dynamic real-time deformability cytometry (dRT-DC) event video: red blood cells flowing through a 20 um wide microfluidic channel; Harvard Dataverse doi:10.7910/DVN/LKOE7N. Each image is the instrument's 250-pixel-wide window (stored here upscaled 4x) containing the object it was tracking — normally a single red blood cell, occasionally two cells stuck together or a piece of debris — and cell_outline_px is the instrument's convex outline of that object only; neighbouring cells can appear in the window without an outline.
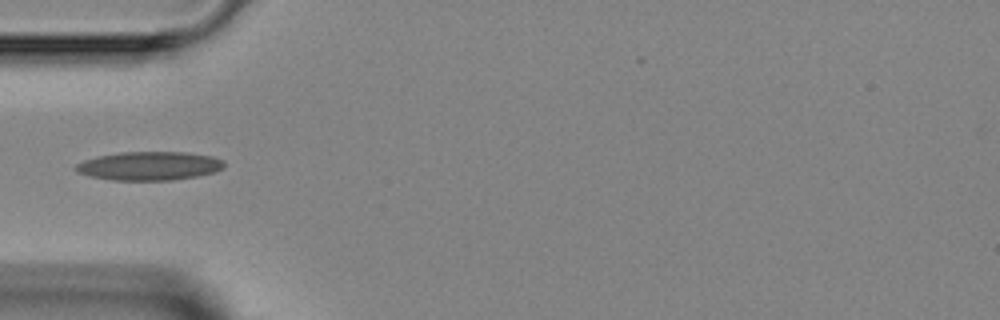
{"species": "Egyptian fruit bat (a non-hibernating species)", "species_latin": "Rousettus aegyptiacus", "temperature_condition": "room temperature", "stored_images_in_passage": 6, "camera_frame_rate_fps": 3000, "um_per_image_px": 0.085, "animal": {"sex": "female"}, "frame": {"image": 1, "passage_image": 4, "time_ms": 3.667, "image_size_px": [1000, 320], "cell_outline_px": [[224, 168], [212, 172], [196, 176], [172, 180], [112, 180], [88, 176], [76, 172], [72, 168], [76, 164], [84, 160], [96, 156], [120, 152], [184, 152], [212, 156], [224, 160]], "centroid_in_image_um": [12.63, 14.1], "position_along_channel_um": 72.4, "area_um2": 24.91}}
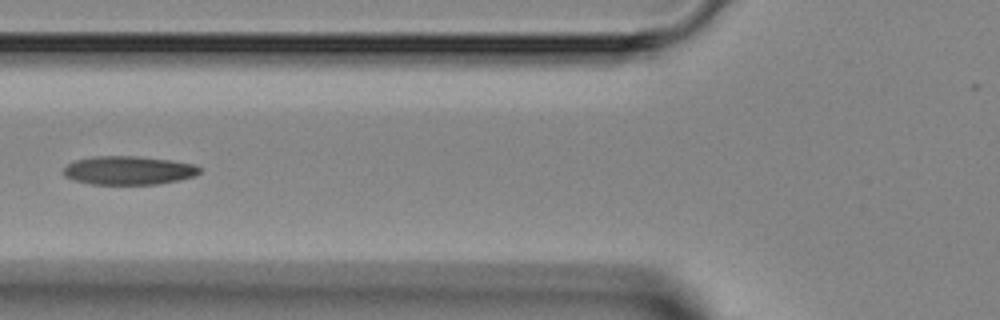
{"frame": {"image": 2, "passage_image": 5, "time_ms": 4.667, "image_size_px": [1000, 320], "cell_outline_px": [[200, 172], [192, 176], [180, 180], [156, 184], [88, 184], [64, 176], [64, 168], [68, 164], [76, 160], [92, 156], [136, 156], [172, 160], [196, 164], [200, 168]], "centroid_in_image_um": [10.94, 14.48], "position_along_channel_um": 114.9, "area_um2": 22.66}}
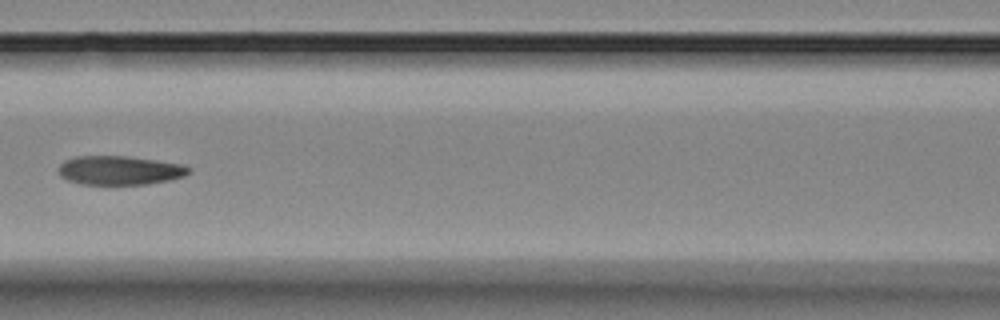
{"frame": {"image": 3, "passage_image": 6, "time_ms": 5.667, "image_size_px": [1000, 320], "cell_outline_px": [[192, 172], [184, 176], [168, 180], [148, 184], [80, 184], [68, 180], [60, 176], [60, 164], [64, 160], [76, 156], [128, 156], [184, 164], [192, 168]], "centroid_in_image_um": [10.21, 14.47], "position_along_channel_um": 156.4, "area_um2": 22.08}}